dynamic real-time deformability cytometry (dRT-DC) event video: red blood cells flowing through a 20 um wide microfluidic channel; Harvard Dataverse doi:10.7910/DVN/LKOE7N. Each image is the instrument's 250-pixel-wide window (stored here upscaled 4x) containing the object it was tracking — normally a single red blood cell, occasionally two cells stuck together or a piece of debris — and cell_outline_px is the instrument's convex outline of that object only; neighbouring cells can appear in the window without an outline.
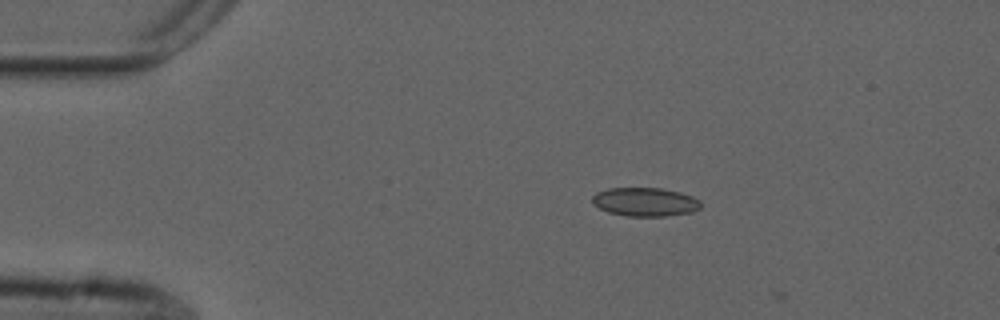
{"species": "common noctule bat (a hibernating species)", "species_latin": "Nyctalus noctula", "temperature_condition": "cold", "stored_images_in_passage": 4, "camera_frame_rate_fps": 3000, "um_per_image_px": 0.085, "animal": {"sex": "male", "forearm_length_mm": 52.5}, "frame": {"image": 1, "passage_image": 1, "time_ms": 0.0, "image_size_px": [1000, 320], "cell_outline_px": [[700, 208], [692, 212], [664, 216], [628, 216], [608, 212], [600, 208], [592, 200], [592, 196], [596, 192], [608, 188], [660, 188], [680, 192], [692, 196], [700, 200]], "centroid_in_image_um": [54.84, 17.16], "position_along_channel_um": 30.2, "area_um2": 18.03}}